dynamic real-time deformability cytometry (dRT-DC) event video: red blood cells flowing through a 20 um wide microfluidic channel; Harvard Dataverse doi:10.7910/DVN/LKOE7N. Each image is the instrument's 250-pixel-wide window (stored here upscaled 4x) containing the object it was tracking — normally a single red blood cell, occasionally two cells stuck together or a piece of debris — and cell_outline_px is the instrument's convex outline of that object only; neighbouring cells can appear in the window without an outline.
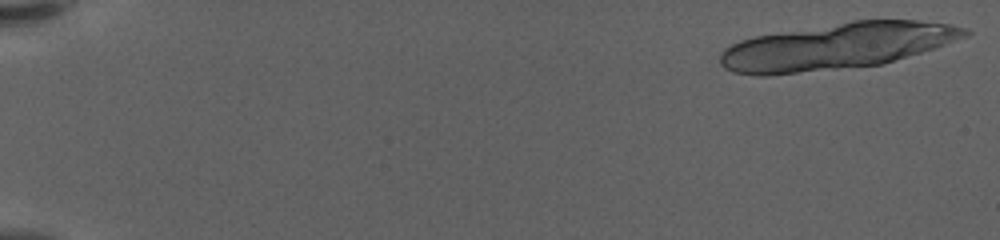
{"species": "human", "species_latin": "Homo sapiens", "temperature_condition": "warm", "stored_images_in_passage": 24, "segment_of_instrument_passage": [1, 2], "camera_frame_rate_fps": 3000, "um_per_image_px": 0.085, "donor": {"sex": "female"}, "frame": {"image": 1, "passage_image": 1, "time_ms": 0.0, "image_size_px": [1000, 240], "cell_outline_px": [[972, 32], [968, 36], [920, 52], [880, 64], [768, 76], [756, 76], [732, 72], [724, 68], [720, 64], [720, 56], [724, 48], [740, 40], [756, 36], [856, 20], [916, 20], [948, 24], [968, 28]], "centroid_in_image_um": [71.09, 3.94], "position_along_channel_um": 13.9, "area_um2": 65.43}}